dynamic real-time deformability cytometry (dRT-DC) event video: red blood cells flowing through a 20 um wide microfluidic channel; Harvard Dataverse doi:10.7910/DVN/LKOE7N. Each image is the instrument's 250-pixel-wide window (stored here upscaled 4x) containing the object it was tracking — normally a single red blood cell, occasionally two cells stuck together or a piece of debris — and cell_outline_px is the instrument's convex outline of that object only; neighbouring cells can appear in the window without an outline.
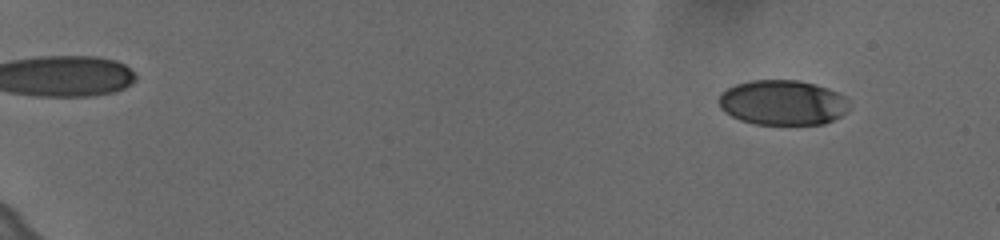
{"species": "human", "species_latin": "Homo sapiens", "temperature_condition": "cold", "stored_images_in_passage": 61, "camera_frame_rate_fps": 3000, "um_per_image_px": 0.085, "donor": {"sex": "female"}, "frame": {"image": 1, "passage_image": 7, "time_ms": 2.0, "image_size_px": [1000, 240], "cell_outline_px": [[848, 108], [840, 116], [824, 124], [756, 124], [740, 120], [724, 112], [720, 108], [720, 92], [736, 84], [748, 80], [800, 80], [816, 84], [828, 88], [844, 96], [848, 100]], "centroid_in_image_um": [66.51, 8.71], "position_along_channel_um": 18.5, "area_um2": 34.22}}
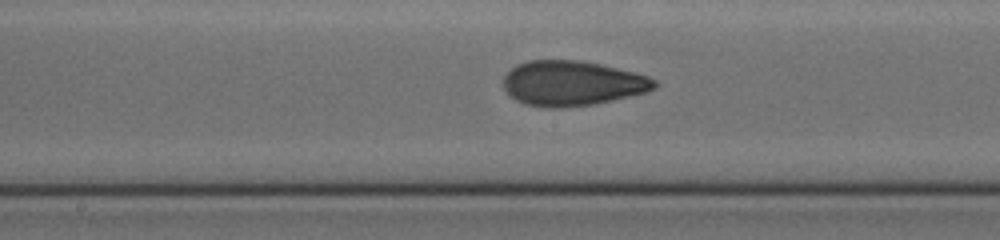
{"frame": {"image": 2, "passage_image": 36, "time_ms": 11.667, "image_size_px": [1000, 240], "cell_outline_px": [[656, 88], [644, 92], [628, 96], [592, 104], [560, 108], [552, 108], [524, 104], [516, 100], [504, 88], [504, 76], [516, 64], [528, 60], [580, 60], [600, 64], [636, 72], [648, 76], [656, 80]], "centroid_in_image_um": [48.63, 7.06], "position_along_channel_um": 199.6, "area_um2": 39.36}}
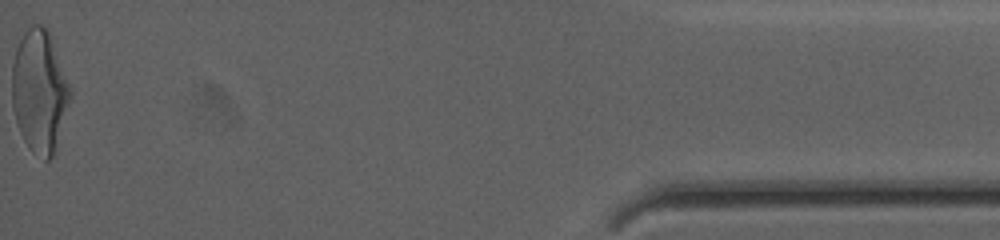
{"frame": {"image": 3, "passage_image": 61, "time_ms": 20.0, "image_size_px": [1000, 240], "cell_outline_px": [[72, 96], [52, 156], [48, 160], [44, 160], [32, 152], [28, 148], [20, 132], [12, 108], [12, 64], [16, 48], [24, 32], [32, 24], [44, 24], [48, 28], [52, 36], [72, 92]], "centroid_in_image_um": [3.35, 7.71], "position_along_channel_um": 431.8, "area_um2": 41.73}, "authors_computed_cell_mechanics": {"area_um2": 37.6278, "velocity_mm_per_s": 3.6381, "shape_relaxation_time_tau1_ms": 4.7037, "shape_relaxation_time_tau2_ms": 1.3542, "deformation_change_tau1": 0.1659, "deformation_change_tau2": 0.078}}